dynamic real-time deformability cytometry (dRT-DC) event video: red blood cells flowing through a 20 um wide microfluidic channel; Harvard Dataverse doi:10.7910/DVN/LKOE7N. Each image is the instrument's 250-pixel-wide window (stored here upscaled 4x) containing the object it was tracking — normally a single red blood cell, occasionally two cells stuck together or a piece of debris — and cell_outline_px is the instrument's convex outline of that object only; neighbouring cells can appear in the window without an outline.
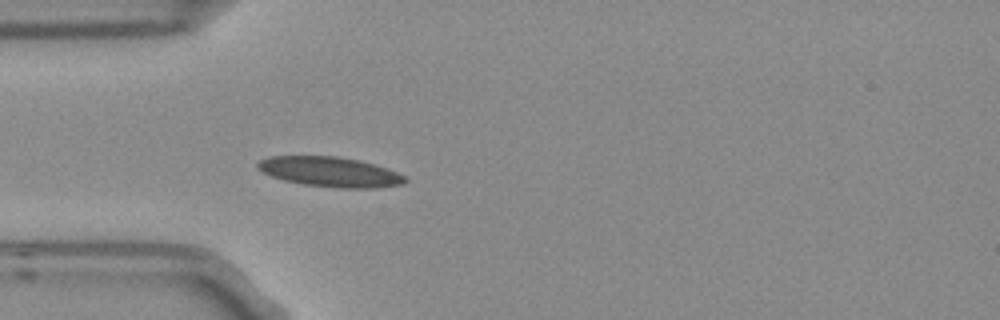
{"species": "Egyptian fruit bat (a non-hibernating species)", "species_latin": "Rousettus aegyptiacus", "temperature_condition": "room temperature", "stored_images_in_passage": 4, "camera_frame_rate_fps": 3000, "um_per_image_px": 0.085, "frame": {"image": 1, "passage_image": 4, "time_ms": 1.0, "image_size_px": [1000, 320], "cell_outline_px": [[408, 180], [404, 184], [376, 188], [336, 188], [304, 184], [284, 180], [272, 176], [256, 168], [256, 164], [260, 160], [268, 156], [340, 156], [360, 160], [396, 172], [404, 176]], "centroid_in_image_um": [28.04, 14.61], "position_along_channel_um": 57.0, "area_um2": 25.66}}